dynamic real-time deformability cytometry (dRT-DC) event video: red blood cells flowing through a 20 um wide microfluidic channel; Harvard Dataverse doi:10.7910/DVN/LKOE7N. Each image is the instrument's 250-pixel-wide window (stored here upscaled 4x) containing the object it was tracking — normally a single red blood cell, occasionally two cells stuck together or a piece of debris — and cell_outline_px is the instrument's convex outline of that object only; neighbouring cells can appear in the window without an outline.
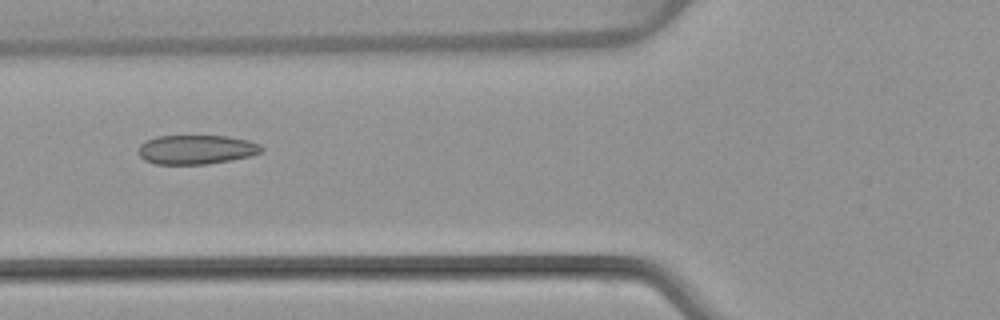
{"species": "common noctule bat (a hibernating species)", "species_latin": "Nyctalus noctula", "temperature_condition": "warm", "stored_images_in_passage": 7, "camera_frame_rate_fps": 3000, "um_per_image_px": 0.085, "animal": {"sex": "female", "body_mass_g": 22.7, "forearm_length_mm": 54.2}, "frame": {"image": 1, "passage_image": 6, "time_ms": 6.0, "image_size_px": [1000, 320], "cell_outline_px": [[264, 148], [260, 152], [252, 156], [208, 164], [156, 164], [144, 160], [140, 156], [140, 144], [156, 136], [228, 136], [248, 140], [260, 144]], "centroid_in_image_um": [16.72, 12.71], "position_along_channel_um": 109.1, "area_um2": 20.92}}
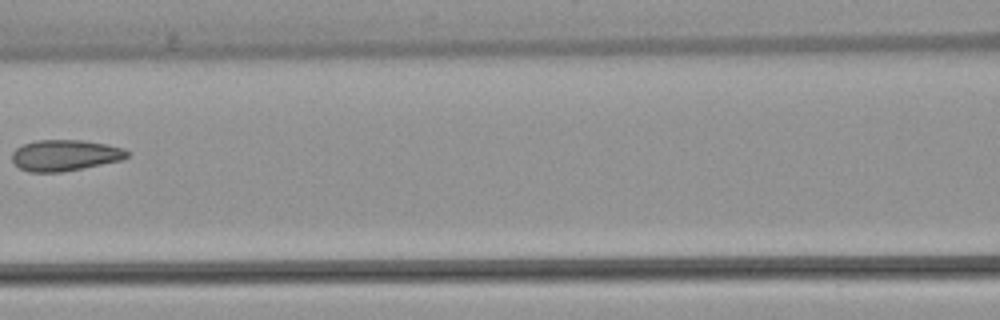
{"frame": {"image": 2, "passage_image": 7, "time_ms": 7.333, "image_size_px": [1000, 320], "cell_outline_px": [[128, 156], [120, 160], [60, 172], [28, 172], [20, 168], [12, 160], [12, 152], [16, 148], [24, 144], [36, 140], [84, 140], [108, 144], [124, 148], [128, 152]], "centroid_in_image_um": [5.5, 13.19], "position_along_channel_um": 161.1, "area_um2": 20.69}}